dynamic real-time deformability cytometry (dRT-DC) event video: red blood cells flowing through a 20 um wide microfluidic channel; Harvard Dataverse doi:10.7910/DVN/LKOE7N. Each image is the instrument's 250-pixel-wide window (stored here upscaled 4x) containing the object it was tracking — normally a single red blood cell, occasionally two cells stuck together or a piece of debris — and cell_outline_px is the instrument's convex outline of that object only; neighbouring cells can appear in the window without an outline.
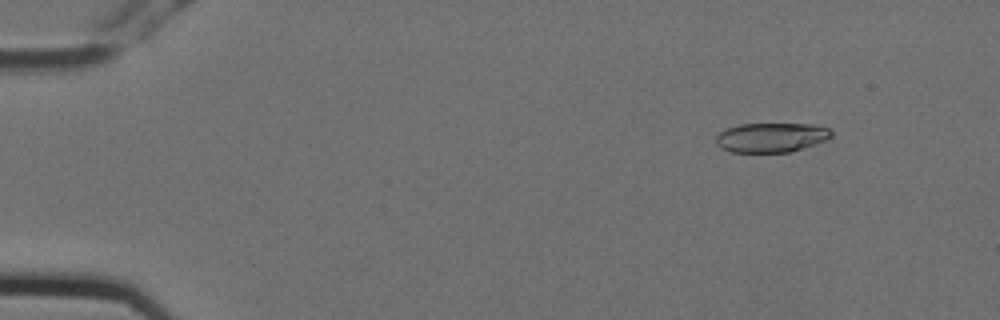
{"species": "Egyptian fruit bat (a non-hibernating species)", "species_latin": "Rousettus aegyptiacus", "temperature_condition": "cold", "stored_images_in_passage": 4, "camera_frame_rate_fps": 3000, "um_per_image_px": 0.085, "animal": {"sex": "female"}, "frame": {"image": 1, "passage_image": 2, "time_ms": 0.333, "image_size_px": [1000, 320], "cell_outline_px": [[832, 136], [824, 140], [788, 152], [732, 152], [720, 148], [716, 144], [716, 136], [720, 132], [728, 128], [740, 124], [812, 124], [832, 128]], "centroid_in_image_um": [65.54, 11.67], "position_along_channel_um": 19.5, "area_um2": 19.65}}
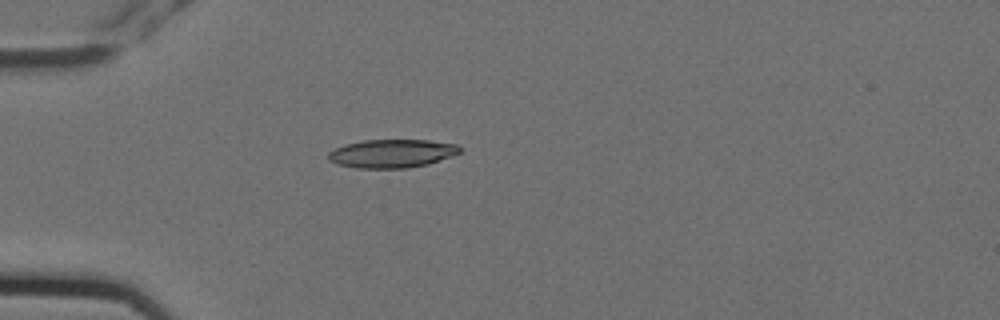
{"frame": {"image": 2, "passage_image": 4, "time_ms": 1.0, "image_size_px": [1000, 320], "cell_outline_px": [[460, 152], [452, 156], [428, 164], [408, 168], [356, 168], [340, 164], [328, 160], [328, 152], [336, 148], [348, 144], [364, 140], [428, 140], [456, 144], [460, 148]], "centroid_in_image_um": [33.33, 13.05], "position_along_channel_um": 51.7, "area_um2": 21.56}}